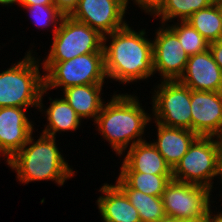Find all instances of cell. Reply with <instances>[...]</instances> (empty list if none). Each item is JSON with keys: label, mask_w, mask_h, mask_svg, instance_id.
<instances>
[{"label": "cell", "mask_w": 222, "mask_h": 222, "mask_svg": "<svg viewBox=\"0 0 222 222\" xmlns=\"http://www.w3.org/2000/svg\"><path fill=\"white\" fill-rule=\"evenodd\" d=\"M145 30H132L128 24L108 34L112 39L106 46L103 38L106 77L121 83L147 79L154 73L153 42L144 37Z\"/></svg>", "instance_id": "6da1fadb"}, {"label": "cell", "mask_w": 222, "mask_h": 222, "mask_svg": "<svg viewBox=\"0 0 222 222\" xmlns=\"http://www.w3.org/2000/svg\"><path fill=\"white\" fill-rule=\"evenodd\" d=\"M144 111L132 95H113L110 102L103 104L95 123L117 154L122 155L130 142L129 147L144 141L140 136L151 119Z\"/></svg>", "instance_id": "7a4b0ae2"}, {"label": "cell", "mask_w": 222, "mask_h": 222, "mask_svg": "<svg viewBox=\"0 0 222 222\" xmlns=\"http://www.w3.org/2000/svg\"><path fill=\"white\" fill-rule=\"evenodd\" d=\"M55 139L41 134L40 138L33 142L31 135L28 142L6 161L7 165L17 172L20 182L28 184L31 181L55 180L60 186L75 174L59 152Z\"/></svg>", "instance_id": "3957f363"}, {"label": "cell", "mask_w": 222, "mask_h": 222, "mask_svg": "<svg viewBox=\"0 0 222 222\" xmlns=\"http://www.w3.org/2000/svg\"><path fill=\"white\" fill-rule=\"evenodd\" d=\"M31 54L27 52L23 60L0 73V108L34 106L42 109V96L47 90L44 76L39 72V61Z\"/></svg>", "instance_id": "277c9868"}, {"label": "cell", "mask_w": 222, "mask_h": 222, "mask_svg": "<svg viewBox=\"0 0 222 222\" xmlns=\"http://www.w3.org/2000/svg\"><path fill=\"white\" fill-rule=\"evenodd\" d=\"M103 37L87 24L63 16L53 36L49 56L43 63H57L89 53H104Z\"/></svg>", "instance_id": "5b68a950"}, {"label": "cell", "mask_w": 222, "mask_h": 222, "mask_svg": "<svg viewBox=\"0 0 222 222\" xmlns=\"http://www.w3.org/2000/svg\"><path fill=\"white\" fill-rule=\"evenodd\" d=\"M46 73L44 88L46 90L88 84H103L106 77L104 53H89L57 63H41Z\"/></svg>", "instance_id": "8992f818"}, {"label": "cell", "mask_w": 222, "mask_h": 222, "mask_svg": "<svg viewBox=\"0 0 222 222\" xmlns=\"http://www.w3.org/2000/svg\"><path fill=\"white\" fill-rule=\"evenodd\" d=\"M214 137L199 136L187 153L172 169L173 180L212 189V178L217 176L219 141Z\"/></svg>", "instance_id": "52a82bcc"}, {"label": "cell", "mask_w": 222, "mask_h": 222, "mask_svg": "<svg viewBox=\"0 0 222 222\" xmlns=\"http://www.w3.org/2000/svg\"><path fill=\"white\" fill-rule=\"evenodd\" d=\"M210 192L206 187L172 179L162 194L166 216L185 222H201L211 210Z\"/></svg>", "instance_id": "ba28073f"}, {"label": "cell", "mask_w": 222, "mask_h": 222, "mask_svg": "<svg viewBox=\"0 0 222 222\" xmlns=\"http://www.w3.org/2000/svg\"><path fill=\"white\" fill-rule=\"evenodd\" d=\"M161 82L152 99L155 122L192 131L191 89L178 80Z\"/></svg>", "instance_id": "9c48e42d"}, {"label": "cell", "mask_w": 222, "mask_h": 222, "mask_svg": "<svg viewBox=\"0 0 222 222\" xmlns=\"http://www.w3.org/2000/svg\"><path fill=\"white\" fill-rule=\"evenodd\" d=\"M128 1L78 0V5L70 16L76 21L87 24L106 38V35L127 24L123 21V17Z\"/></svg>", "instance_id": "30bf717a"}, {"label": "cell", "mask_w": 222, "mask_h": 222, "mask_svg": "<svg viewBox=\"0 0 222 222\" xmlns=\"http://www.w3.org/2000/svg\"><path fill=\"white\" fill-rule=\"evenodd\" d=\"M153 42V69L163 81L179 80L183 75L188 54L184 51L177 35L169 28H159Z\"/></svg>", "instance_id": "8fae6325"}, {"label": "cell", "mask_w": 222, "mask_h": 222, "mask_svg": "<svg viewBox=\"0 0 222 222\" xmlns=\"http://www.w3.org/2000/svg\"><path fill=\"white\" fill-rule=\"evenodd\" d=\"M192 131L202 137H222V92L191 90Z\"/></svg>", "instance_id": "7c38bea8"}, {"label": "cell", "mask_w": 222, "mask_h": 222, "mask_svg": "<svg viewBox=\"0 0 222 222\" xmlns=\"http://www.w3.org/2000/svg\"><path fill=\"white\" fill-rule=\"evenodd\" d=\"M27 108H0V153L9 161L27 142L33 133V124L24 111Z\"/></svg>", "instance_id": "4fadbf2b"}, {"label": "cell", "mask_w": 222, "mask_h": 222, "mask_svg": "<svg viewBox=\"0 0 222 222\" xmlns=\"http://www.w3.org/2000/svg\"><path fill=\"white\" fill-rule=\"evenodd\" d=\"M178 81L191 90L222 92V70L209 49L189 56L185 71Z\"/></svg>", "instance_id": "5bb4252c"}, {"label": "cell", "mask_w": 222, "mask_h": 222, "mask_svg": "<svg viewBox=\"0 0 222 222\" xmlns=\"http://www.w3.org/2000/svg\"><path fill=\"white\" fill-rule=\"evenodd\" d=\"M120 172H142L156 175H172V168L152 143L145 140L131 146Z\"/></svg>", "instance_id": "9a60e30c"}, {"label": "cell", "mask_w": 222, "mask_h": 222, "mask_svg": "<svg viewBox=\"0 0 222 222\" xmlns=\"http://www.w3.org/2000/svg\"><path fill=\"white\" fill-rule=\"evenodd\" d=\"M156 123L158 139L152 144L173 169L199 136L191 130Z\"/></svg>", "instance_id": "2e32d148"}, {"label": "cell", "mask_w": 222, "mask_h": 222, "mask_svg": "<svg viewBox=\"0 0 222 222\" xmlns=\"http://www.w3.org/2000/svg\"><path fill=\"white\" fill-rule=\"evenodd\" d=\"M99 191L105 194L97 200L104 222H141L138 210L117 185L104 184Z\"/></svg>", "instance_id": "e0dca14e"}, {"label": "cell", "mask_w": 222, "mask_h": 222, "mask_svg": "<svg viewBox=\"0 0 222 222\" xmlns=\"http://www.w3.org/2000/svg\"><path fill=\"white\" fill-rule=\"evenodd\" d=\"M103 84L78 85L64 89V99L80 118L97 119L103 102L100 97Z\"/></svg>", "instance_id": "ac0fdd59"}, {"label": "cell", "mask_w": 222, "mask_h": 222, "mask_svg": "<svg viewBox=\"0 0 222 222\" xmlns=\"http://www.w3.org/2000/svg\"><path fill=\"white\" fill-rule=\"evenodd\" d=\"M116 185L126 194L130 203L138 210L141 222H158L166 216L162 197L152 196L132 189L120 176Z\"/></svg>", "instance_id": "d6986e66"}, {"label": "cell", "mask_w": 222, "mask_h": 222, "mask_svg": "<svg viewBox=\"0 0 222 222\" xmlns=\"http://www.w3.org/2000/svg\"><path fill=\"white\" fill-rule=\"evenodd\" d=\"M46 110L49 124L42 134L55 137L58 131L76 130L79 128L81 118L64 98L54 99Z\"/></svg>", "instance_id": "ffe728a7"}, {"label": "cell", "mask_w": 222, "mask_h": 222, "mask_svg": "<svg viewBox=\"0 0 222 222\" xmlns=\"http://www.w3.org/2000/svg\"><path fill=\"white\" fill-rule=\"evenodd\" d=\"M186 21L208 42L222 39V20L216 3L194 12Z\"/></svg>", "instance_id": "44dd1931"}, {"label": "cell", "mask_w": 222, "mask_h": 222, "mask_svg": "<svg viewBox=\"0 0 222 222\" xmlns=\"http://www.w3.org/2000/svg\"><path fill=\"white\" fill-rule=\"evenodd\" d=\"M132 189L148 195L162 197L172 175H156L142 172H120L119 175Z\"/></svg>", "instance_id": "7402d4cb"}, {"label": "cell", "mask_w": 222, "mask_h": 222, "mask_svg": "<svg viewBox=\"0 0 222 222\" xmlns=\"http://www.w3.org/2000/svg\"><path fill=\"white\" fill-rule=\"evenodd\" d=\"M213 3L215 0H166L154 16H161L162 24L175 17L186 21L194 12L207 8Z\"/></svg>", "instance_id": "603a6c76"}, {"label": "cell", "mask_w": 222, "mask_h": 222, "mask_svg": "<svg viewBox=\"0 0 222 222\" xmlns=\"http://www.w3.org/2000/svg\"><path fill=\"white\" fill-rule=\"evenodd\" d=\"M169 28L177 35L184 51L188 56L205 52L209 42L188 21H181Z\"/></svg>", "instance_id": "cb8c5ba5"}, {"label": "cell", "mask_w": 222, "mask_h": 222, "mask_svg": "<svg viewBox=\"0 0 222 222\" xmlns=\"http://www.w3.org/2000/svg\"><path fill=\"white\" fill-rule=\"evenodd\" d=\"M24 8L29 10L37 26L45 28L46 26H50L49 24H54L53 35L64 16L54 5L34 4L25 6ZM55 23L58 25H55Z\"/></svg>", "instance_id": "d4e9b609"}, {"label": "cell", "mask_w": 222, "mask_h": 222, "mask_svg": "<svg viewBox=\"0 0 222 222\" xmlns=\"http://www.w3.org/2000/svg\"><path fill=\"white\" fill-rule=\"evenodd\" d=\"M53 3L64 16H70L76 9L78 0H53Z\"/></svg>", "instance_id": "484cf974"}, {"label": "cell", "mask_w": 222, "mask_h": 222, "mask_svg": "<svg viewBox=\"0 0 222 222\" xmlns=\"http://www.w3.org/2000/svg\"><path fill=\"white\" fill-rule=\"evenodd\" d=\"M147 13L154 15L165 3L166 0H134Z\"/></svg>", "instance_id": "4316f807"}, {"label": "cell", "mask_w": 222, "mask_h": 222, "mask_svg": "<svg viewBox=\"0 0 222 222\" xmlns=\"http://www.w3.org/2000/svg\"><path fill=\"white\" fill-rule=\"evenodd\" d=\"M209 50L211 51L215 62L222 70V39L209 44Z\"/></svg>", "instance_id": "83f0119b"}, {"label": "cell", "mask_w": 222, "mask_h": 222, "mask_svg": "<svg viewBox=\"0 0 222 222\" xmlns=\"http://www.w3.org/2000/svg\"><path fill=\"white\" fill-rule=\"evenodd\" d=\"M40 4V5H54L53 0H19V5L22 7Z\"/></svg>", "instance_id": "f1b7e54d"}, {"label": "cell", "mask_w": 222, "mask_h": 222, "mask_svg": "<svg viewBox=\"0 0 222 222\" xmlns=\"http://www.w3.org/2000/svg\"><path fill=\"white\" fill-rule=\"evenodd\" d=\"M218 139H219V146H218V154H217V175H220L222 179V137Z\"/></svg>", "instance_id": "f546056e"}, {"label": "cell", "mask_w": 222, "mask_h": 222, "mask_svg": "<svg viewBox=\"0 0 222 222\" xmlns=\"http://www.w3.org/2000/svg\"><path fill=\"white\" fill-rule=\"evenodd\" d=\"M211 211L207 213L205 218L201 222H222V212L214 215V217L211 216Z\"/></svg>", "instance_id": "4dcf8cb0"}, {"label": "cell", "mask_w": 222, "mask_h": 222, "mask_svg": "<svg viewBox=\"0 0 222 222\" xmlns=\"http://www.w3.org/2000/svg\"><path fill=\"white\" fill-rule=\"evenodd\" d=\"M158 222H185V221H180L174 217L165 216L162 219H160Z\"/></svg>", "instance_id": "1f68e13d"}, {"label": "cell", "mask_w": 222, "mask_h": 222, "mask_svg": "<svg viewBox=\"0 0 222 222\" xmlns=\"http://www.w3.org/2000/svg\"><path fill=\"white\" fill-rule=\"evenodd\" d=\"M14 3H18L19 4V0H0V4L2 5H10V4H14Z\"/></svg>", "instance_id": "d6a6232c"}, {"label": "cell", "mask_w": 222, "mask_h": 222, "mask_svg": "<svg viewBox=\"0 0 222 222\" xmlns=\"http://www.w3.org/2000/svg\"><path fill=\"white\" fill-rule=\"evenodd\" d=\"M215 3L218 7V10H219V13H220V16H221V20H222V0H215Z\"/></svg>", "instance_id": "836d02e7"}]
</instances>
